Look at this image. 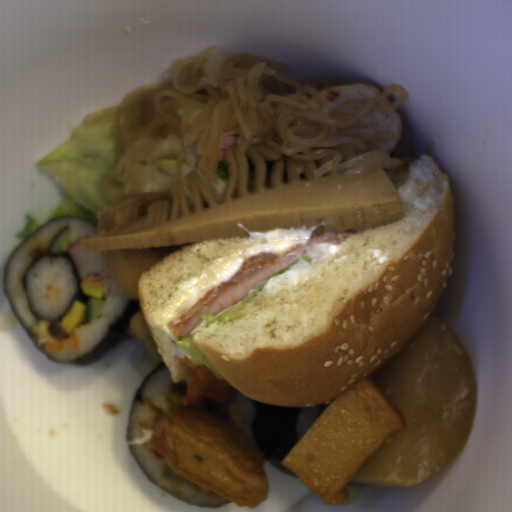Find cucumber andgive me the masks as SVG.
Returning a JSON list of instances; mask_svg holds the SVG:
<instances>
[{
    "instance_id": "cucumber-1",
    "label": "cucumber",
    "mask_w": 512,
    "mask_h": 512,
    "mask_svg": "<svg viewBox=\"0 0 512 512\" xmlns=\"http://www.w3.org/2000/svg\"><path fill=\"white\" fill-rule=\"evenodd\" d=\"M70 244V229L68 225H64L60 228L51 239L48 247V252H67Z\"/></svg>"
},
{
    "instance_id": "cucumber-2",
    "label": "cucumber",
    "mask_w": 512,
    "mask_h": 512,
    "mask_svg": "<svg viewBox=\"0 0 512 512\" xmlns=\"http://www.w3.org/2000/svg\"><path fill=\"white\" fill-rule=\"evenodd\" d=\"M104 313V299L90 297L86 304V318L89 322H93L96 318Z\"/></svg>"
}]
</instances>
